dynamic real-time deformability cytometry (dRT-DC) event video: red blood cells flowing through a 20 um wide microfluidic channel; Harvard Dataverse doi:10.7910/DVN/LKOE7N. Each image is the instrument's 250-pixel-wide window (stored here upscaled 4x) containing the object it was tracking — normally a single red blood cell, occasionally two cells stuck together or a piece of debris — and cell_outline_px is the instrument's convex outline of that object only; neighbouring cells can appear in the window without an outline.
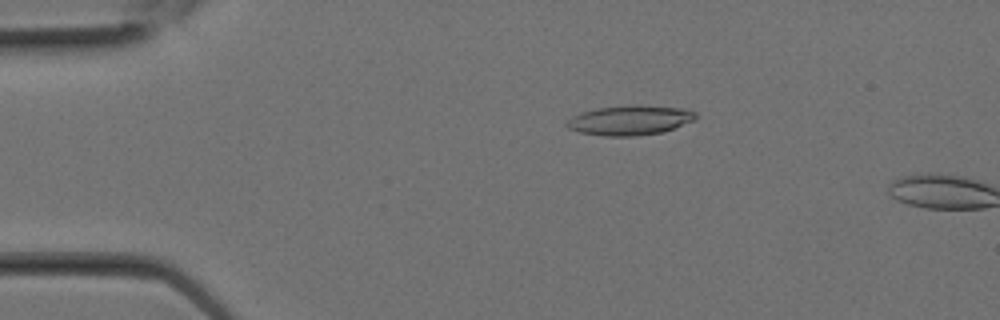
{"species": "Egyptian fruit bat (a non-hibernating species)", "species_latin": "Rousettus aegyptiacus", "temperature_condition": "room temperature", "stored_images_in_passage": 6, "camera_frame_rate_fps": 3000, "um_per_image_px": 0.085, "animal": {"sex": "female"}, "frame": {"image": 1, "passage_image": 5, "time_ms": 1.333, "image_size_px": [1000, 320], "cell_outline_px": [[696, 120], [660, 132], [636, 136], [604, 136], [580, 132], [568, 128], [564, 124], [572, 116], [580, 112], [596, 108], [632, 104], [636, 104], [688, 108], [696, 112]], "centroid_in_image_um": [53.55, 10.19], "position_along_channel_um": 31.5, "area_um2": 22.6}}